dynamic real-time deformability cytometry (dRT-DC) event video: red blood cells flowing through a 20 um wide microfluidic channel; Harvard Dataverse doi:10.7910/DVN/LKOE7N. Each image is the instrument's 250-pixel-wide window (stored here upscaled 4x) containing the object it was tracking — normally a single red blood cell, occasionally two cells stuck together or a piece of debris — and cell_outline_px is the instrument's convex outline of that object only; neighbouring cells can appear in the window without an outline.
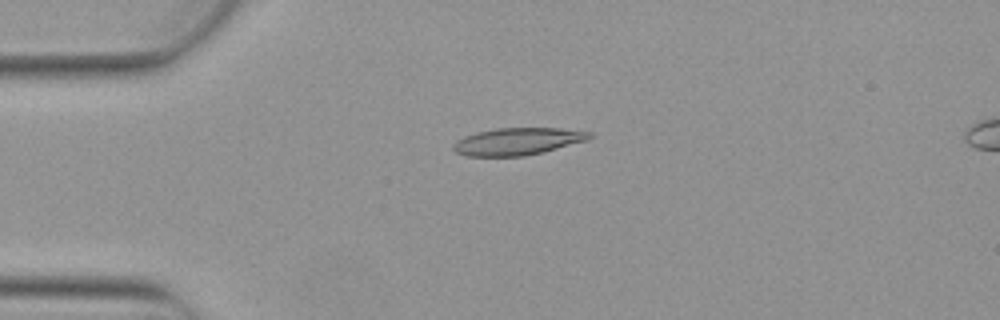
{"species": "Egyptian fruit bat (a non-hibernating species)", "species_latin": "Rousettus aegyptiacus", "temperature_condition": "warm", "stored_images_in_passage": 5, "camera_frame_rate_fps": 3000, "um_per_image_px": 0.085, "animal": {"sex": "female"}, "frame": {"image": 1, "passage_image": 3, "time_ms": 0.667, "image_size_px": [1000, 320], "cell_outline_px": [[592, 136], [588, 140], [544, 152], [524, 156], [468, 156], [456, 152], [452, 148], [452, 144], [456, 140], [464, 136], [476, 132], [496, 128], [560, 128], [592, 132]], "centroid_in_image_um": [43.99, 12.02], "position_along_channel_um": 41.0, "area_um2": 21.73}}